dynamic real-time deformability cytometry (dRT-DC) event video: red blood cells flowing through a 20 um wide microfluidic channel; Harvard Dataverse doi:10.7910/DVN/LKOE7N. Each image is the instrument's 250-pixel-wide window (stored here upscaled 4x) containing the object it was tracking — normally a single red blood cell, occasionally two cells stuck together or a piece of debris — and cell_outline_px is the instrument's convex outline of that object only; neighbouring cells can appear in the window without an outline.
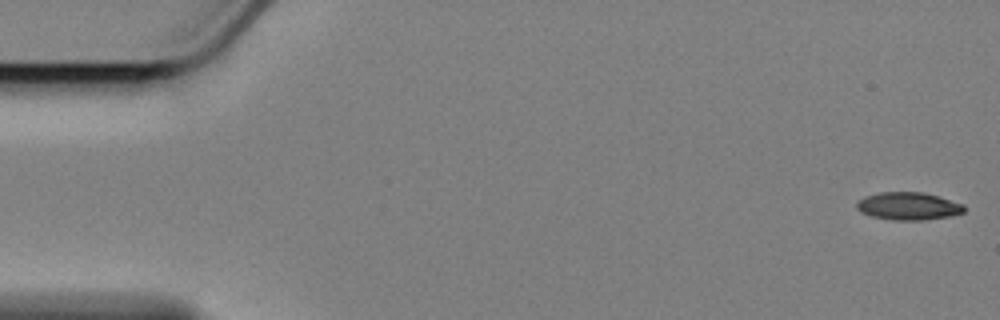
{"species": "Egyptian fruit bat (a non-hibernating species)", "species_latin": "Rousettus aegyptiacus", "temperature_condition": "cold", "stored_images_in_passage": 17, "camera_frame_rate_fps": 3000, "um_per_image_px": 0.085, "animal": {"sex": "female"}, "frame": {"image": 1, "passage_image": 1, "time_ms": 0.0, "image_size_px": [1000, 320], "cell_outline_px": [[964, 212], [952, 216], [924, 220], [892, 220], [872, 216], [860, 212], [856, 208], [856, 200], [864, 196], [880, 192], [924, 192], [964, 204]], "centroid_in_image_um": [77.18, 17.52], "position_along_channel_um": 7.8, "area_um2": 17.51}}
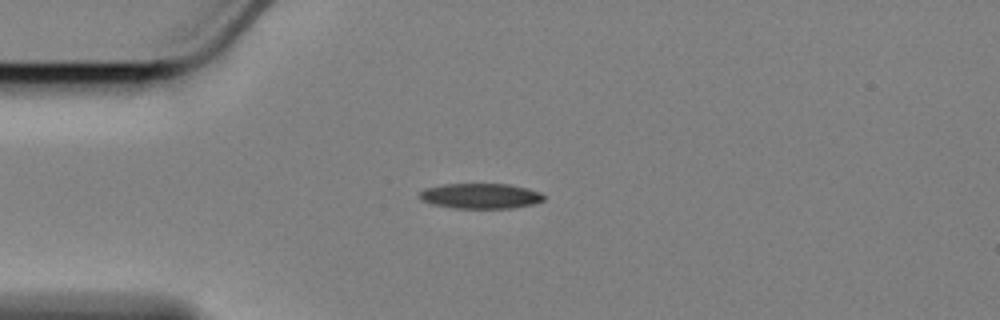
{"frame": {"image": 2, "passage_image": 14, "time_ms": 4.333, "image_size_px": [1000, 320], "cell_outline_px": [[544, 200], [532, 204], [512, 208], [452, 208], [432, 204], [420, 200], [416, 196], [416, 192], [424, 188], [444, 184], [508, 184], [528, 188], [540, 192], [544, 196]], "centroid_in_image_um": [40.76, 16.65], "position_along_channel_um": 44.2, "area_um2": 18.55}}